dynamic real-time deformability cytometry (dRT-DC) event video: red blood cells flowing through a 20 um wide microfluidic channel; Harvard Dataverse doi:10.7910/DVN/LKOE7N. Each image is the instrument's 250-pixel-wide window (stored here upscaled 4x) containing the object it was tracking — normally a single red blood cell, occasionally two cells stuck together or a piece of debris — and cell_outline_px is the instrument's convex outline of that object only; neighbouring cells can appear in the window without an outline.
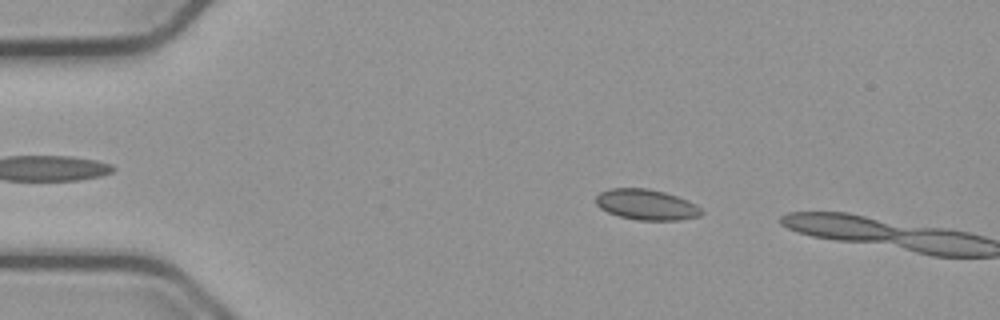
{"species": "common noctule bat (a hibernating species)", "species_latin": "Nyctalus noctula", "temperature_condition": "cold", "stored_images_in_passage": 16, "camera_frame_rate_fps": 3000, "um_per_image_px": 0.085, "animal": {"sex": "male", "body_mass_g": 23.1, "forearm_length_mm": 52.7}, "frame": {"image": 1, "passage_image": 10, "time_ms": 3.0, "image_size_px": [1000, 320], "cell_outline_px": [[704, 212], [700, 216], [680, 220], [640, 220], [620, 216], [608, 212], [600, 208], [596, 204], [596, 196], [600, 192], [608, 188], [648, 188], [664, 192], [688, 200], [696, 204]], "centroid_in_image_um": [54.95, 17.39], "position_along_channel_um": 30.1, "area_um2": 18.84}}